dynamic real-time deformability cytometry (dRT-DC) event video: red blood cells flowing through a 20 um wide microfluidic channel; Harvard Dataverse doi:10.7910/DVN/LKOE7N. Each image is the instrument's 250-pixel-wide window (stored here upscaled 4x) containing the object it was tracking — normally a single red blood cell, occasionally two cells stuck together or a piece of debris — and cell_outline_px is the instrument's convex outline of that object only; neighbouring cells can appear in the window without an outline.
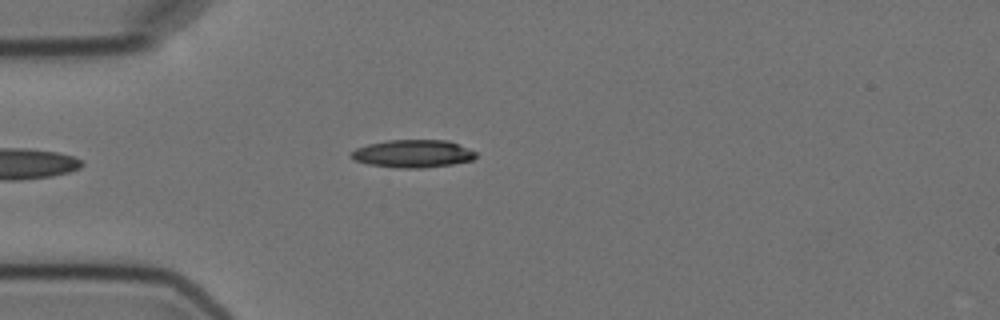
{"species": "Egyptian fruit bat (a non-hibernating species)", "species_latin": "Rousettus aegyptiacus", "temperature_condition": "cold", "stored_images_in_passage": 1, "camera_frame_rate_fps": 3000, "um_per_image_px": 0.085, "animal": {"sex": "female"}, "frame": {"image": 1, "passage_image": 1, "time_ms": 0.0, "image_size_px": [1000, 320], "cell_outline_px": [[476, 156], [472, 160], [452, 164], [424, 168], [400, 168], [368, 164], [352, 160], [348, 156], [348, 152], [356, 148], [368, 144], [388, 140], [448, 140], [476, 152]], "centroid_in_image_um": [35.02, 13.06], "position_along_channel_um": 50.0, "area_um2": 20.29}}